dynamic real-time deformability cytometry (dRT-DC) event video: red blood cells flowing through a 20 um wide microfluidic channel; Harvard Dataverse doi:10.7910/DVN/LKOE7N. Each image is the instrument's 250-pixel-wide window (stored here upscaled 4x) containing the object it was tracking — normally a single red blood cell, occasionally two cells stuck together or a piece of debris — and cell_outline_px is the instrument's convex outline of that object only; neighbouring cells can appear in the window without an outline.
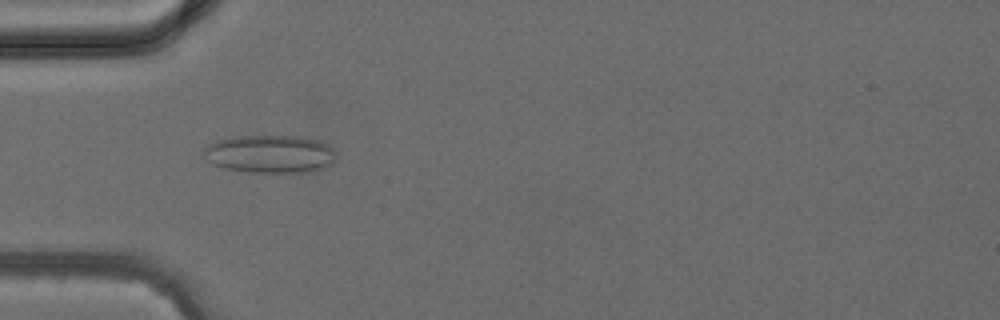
{"species": "common noctule bat (a hibernating species)", "species_latin": "Nyctalus noctula", "temperature_condition": "cold", "stored_images_in_passage": 3, "camera_frame_rate_fps": 3000, "um_per_image_px": 0.085, "animal": {"sex": "female", "body_mass_g": 24.6, "forearm_length_mm": 56.2}, "frame": {"image": 1, "passage_image": 2, "time_ms": 1.333, "image_size_px": [1000, 320], "cell_outline_px": [[336, 160], [332, 164], [320, 168], [304, 172], [252, 172], [224, 168], [212, 164], [204, 156], [204, 148], [208, 144], [216, 140], [232, 136], [296, 136], [316, 140], [328, 144], [332, 148]], "centroid_in_image_um": [22.91, 13.08], "position_along_channel_um": 62.1, "area_um2": 29.19}}
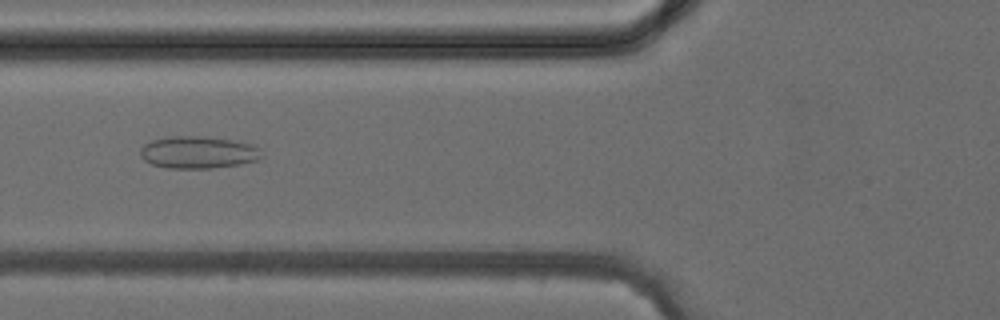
{"frame": {"image": 2, "passage_image": 3, "time_ms": 2.333, "image_size_px": [1000, 320], "cell_outline_px": [[264, 156], [260, 160], [240, 164], [212, 168], [164, 168], [152, 164], [144, 160], [140, 156], [140, 148], [144, 144], [152, 140], [172, 136], [196, 136], [232, 140], [252, 144], [260, 148]], "centroid_in_image_um": [16.86, 12.96], "position_along_channel_um": 108.9, "area_um2": 22.95}}